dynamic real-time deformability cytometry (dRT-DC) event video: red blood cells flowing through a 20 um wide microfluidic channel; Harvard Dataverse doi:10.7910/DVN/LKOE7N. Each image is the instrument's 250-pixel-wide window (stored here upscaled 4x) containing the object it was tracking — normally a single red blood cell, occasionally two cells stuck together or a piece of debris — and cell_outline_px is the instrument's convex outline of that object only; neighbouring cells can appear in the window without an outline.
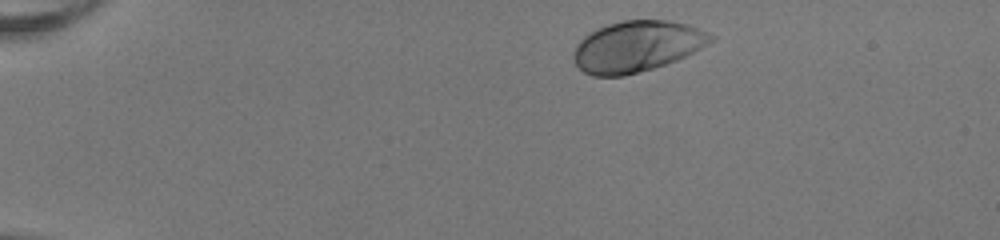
{"species": "human", "species_latin": "Homo sapiens", "temperature_condition": "room temperature", "stored_images_in_passage": 44, "camera_frame_rate_fps": 3000, "um_per_image_px": 0.085, "donor": {"sex": "female"}, "frame": {"image": 1, "passage_image": 2, "time_ms": 0.333, "image_size_px": [1000, 240], "cell_outline_px": [[716, 40], [676, 60], [652, 68], [624, 76], [592, 76], [584, 72], [576, 64], [572, 56], [572, 52], [576, 44], [588, 32], [596, 28], [608, 24], [624, 20], [668, 20], [688, 24], [708, 32], [716, 36]], "centroid_in_image_um": [54.11, 3.93], "position_along_channel_um": 30.9, "area_um2": 40.86}}
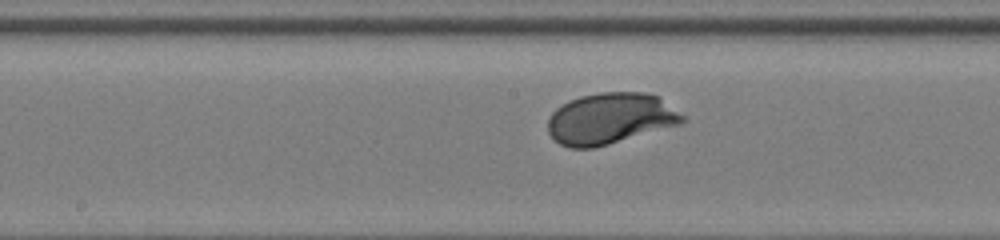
{"frame": {"image": 2, "passage_image": 21, "time_ms": 6.667, "image_size_px": [1000, 240], "cell_outline_px": [[684, 120], [680, 124], [608, 144], [592, 148], [568, 148], [560, 144], [548, 132], [548, 116], [556, 108], [580, 96], [600, 92], [644, 92], [660, 96], [684, 116]], "centroid_in_image_um": [51.86, 10.07], "position_along_channel_um": 196.3, "area_um2": 39.94}}
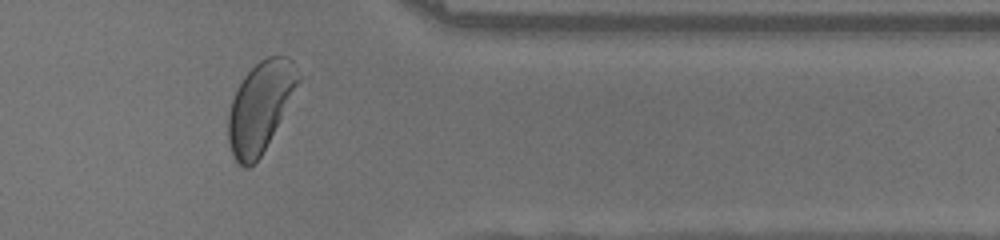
{"frame": {"image": 3, "passage_image": 36, "time_ms": 11.667, "image_size_px": [1000, 240], "cell_outline_px": [[300, 80], [260, 156], [248, 168], [244, 168], [236, 164], [228, 144], [228, 112], [232, 100], [244, 76], [260, 60], [268, 56], [288, 56], [292, 60], [300, 76]], "centroid_in_image_um": [22.08, 9.08], "position_along_channel_um": 389.3, "area_um2": 35.89}, "authors_computed_cell_mechanics": {"area_um2": 39.6797, "velocity_mm_per_s": 3.99, "shape_relaxation_time_tau1_ms": 1.1992, "shape_relaxation_time_tau2_ms": null, "deformation_change_tau1": 0.1207, "deformation_change_tau2": null}}